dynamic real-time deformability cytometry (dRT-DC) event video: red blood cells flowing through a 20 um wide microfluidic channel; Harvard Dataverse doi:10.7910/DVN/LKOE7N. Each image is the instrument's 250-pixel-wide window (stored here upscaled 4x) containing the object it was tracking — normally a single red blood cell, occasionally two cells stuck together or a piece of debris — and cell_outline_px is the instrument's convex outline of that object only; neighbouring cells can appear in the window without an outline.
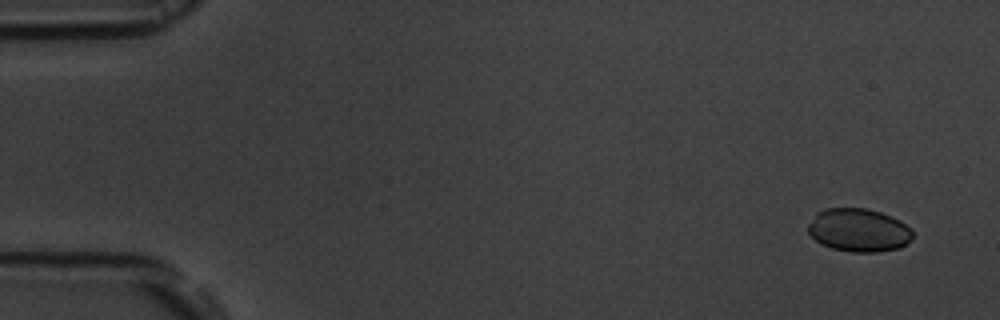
{"species": "common noctule bat (a hibernating species)", "species_latin": "Nyctalus noctula", "temperature_condition": "room temperature", "stored_images_in_passage": 7, "camera_frame_rate_fps": 3000, "um_per_image_px": 0.085, "animal": {"sex": "male", "body_mass_g": 19.5, "forearm_length_mm": 54.6}, "frame": {"image": 1, "passage_image": 2, "time_ms": 1.0, "image_size_px": [1000, 320], "cell_outline_px": [[912, 236], [900, 248], [876, 252], [852, 252], [832, 248], [820, 244], [808, 232], [808, 224], [816, 212], [824, 208], [868, 208], [892, 216], [900, 220], [912, 228]], "centroid_in_image_um": [72.97, 19.55], "position_along_channel_um": 12.0, "area_um2": 26.47}}